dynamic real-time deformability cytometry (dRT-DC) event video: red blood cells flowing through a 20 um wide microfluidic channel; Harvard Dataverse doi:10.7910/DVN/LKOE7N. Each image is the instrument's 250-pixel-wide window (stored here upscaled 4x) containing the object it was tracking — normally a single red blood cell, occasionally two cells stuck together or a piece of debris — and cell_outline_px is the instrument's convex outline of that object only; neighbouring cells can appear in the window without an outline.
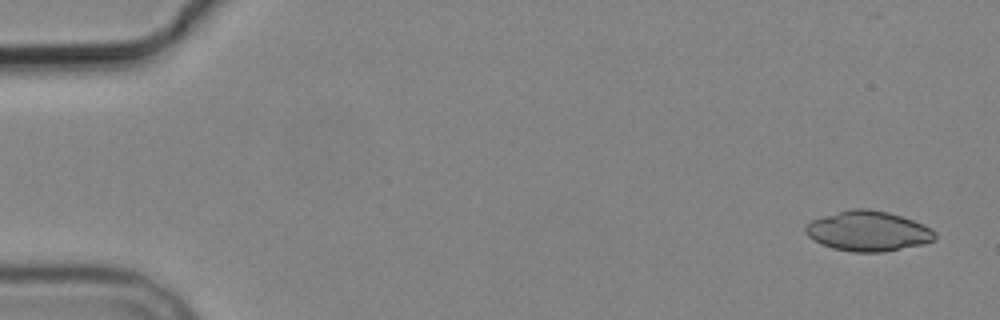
{"species": "common noctule bat (a hibernating species)", "species_latin": "Nyctalus noctula", "temperature_condition": "cold", "stored_images_in_passage": 3, "camera_frame_rate_fps": 3000, "um_per_image_px": 0.085, "animal": {"sex": "male", "body_mass_g": 19.2, "forearm_length_mm": 51.8}, "frame": {"image": 1, "passage_image": 1, "time_ms": 0.0, "image_size_px": [1000, 320], "cell_outline_px": [[936, 240], [924, 244], [880, 252], [852, 252], [832, 248], [820, 244], [808, 236], [804, 232], [804, 224], [812, 220], [824, 216], [852, 208], [868, 208], [888, 212], [912, 220], [936, 232]], "centroid_in_image_um": [73.75, 19.65], "position_along_channel_um": 11.3, "area_um2": 30.17}}